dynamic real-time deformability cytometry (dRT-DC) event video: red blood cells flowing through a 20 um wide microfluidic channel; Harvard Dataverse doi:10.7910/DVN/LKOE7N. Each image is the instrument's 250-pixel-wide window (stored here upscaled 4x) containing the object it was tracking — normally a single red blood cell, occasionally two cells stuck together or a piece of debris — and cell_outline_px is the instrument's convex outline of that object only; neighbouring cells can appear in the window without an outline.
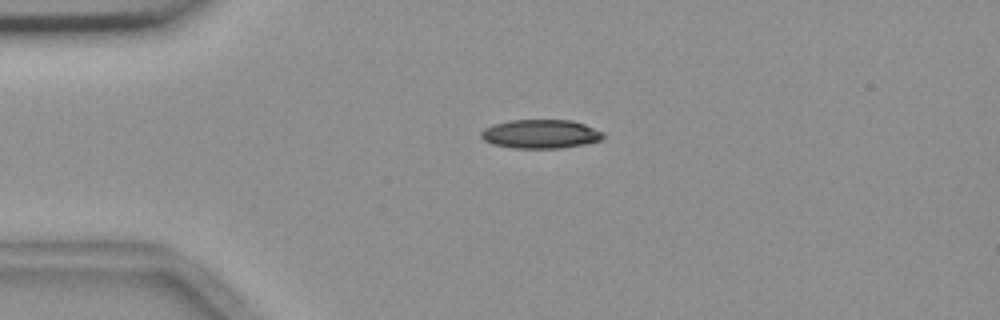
{"species": "common noctule bat (a hibernating species)", "species_latin": "Nyctalus noctula", "temperature_condition": "room temperature", "stored_images_in_passage": 43, "camera_frame_rate_fps": 3000, "um_per_image_px": 0.085, "animal": {"sex": "female", "body_mass_g": 18.4}, "frame": {"image": 1, "passage_image": 1, "time_ms": 0.0, "image_size_px": [1000, 320], "cell_outline_px": [[604, 136], [600, 140], [584, 144], [560, 148], [512, 148], [492, 144], [484, 140], [480, 136], [480, 132], [484, 128], [492, 124], [508, 120], [572, 120], [584, 124], [604, 132]], "centroid_in_image_um": [45.91, 11.38], "position_along_channel_um": 39.1, "area_um2": 20.63}}
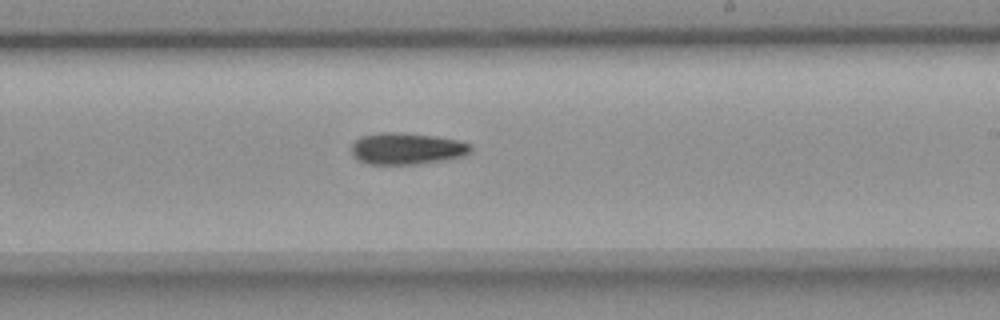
{"frame": {"image": 2, "passage_image": 21, "time_ms": 6.667, "image_size_px": [1000, 320], "cell_outline_px": [[472, 152], [464, 156], [448, 160], [416, 164], [368, 164], [352, 156], [352, 144], [360, 136], [380, 132], [404, 132], [436, 136], [456, 140], [472, 144]], "centroid_in_image_um": [34.61, 12.63], "position_along_channel_um": 254.4, "area_um2": 22.31}}
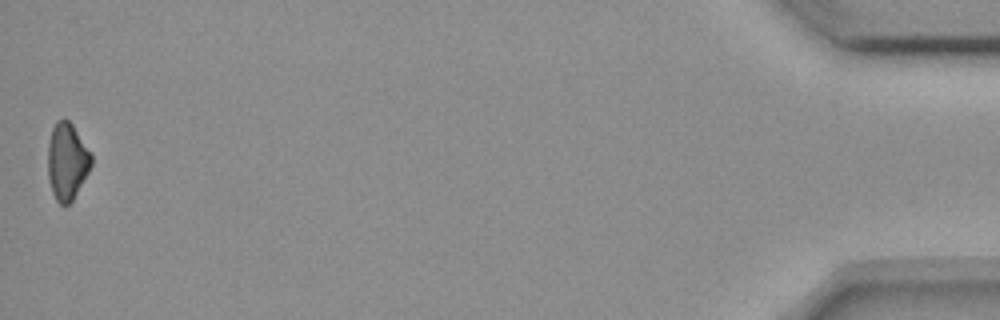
{"frame": {"image": 3, "passage_image": 43, "time_ms": 14.0, "image_size_px": [1000, 320], "cell_outline_px": [[92, 164], [88, 172], [72, 200], [64, 208], [56, 200], [52, 192], [48, 180], [48, 144], [52, 128], [56, 120], [64, 116], [72, 124], [92, 156]], "centroid_in_image_um": [5.67, 13.71], "position_along_channel_um": 429.5, "area_um2": 19.48}}